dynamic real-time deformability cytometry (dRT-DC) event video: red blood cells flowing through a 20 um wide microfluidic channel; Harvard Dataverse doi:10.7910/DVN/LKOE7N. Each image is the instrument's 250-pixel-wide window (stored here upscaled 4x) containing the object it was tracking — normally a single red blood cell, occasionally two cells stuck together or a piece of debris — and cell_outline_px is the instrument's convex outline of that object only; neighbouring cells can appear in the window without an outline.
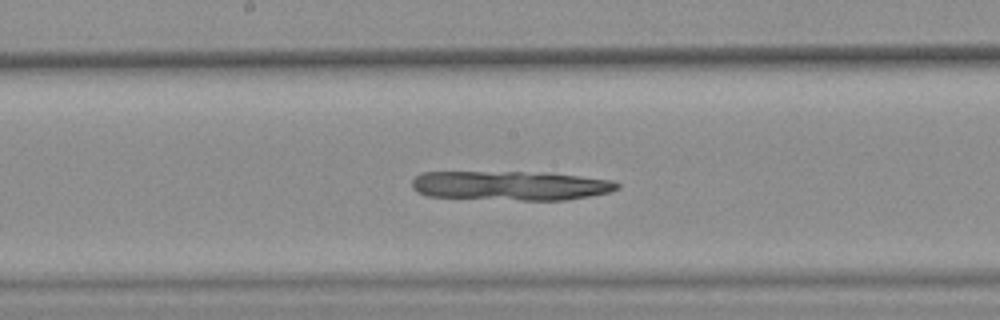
{"species": "common noctule bat (a hibernating species)", "species_latin": "Nyctalus noctula", "temperature_condition": "warm", "stored_images_in_passage": 39, "camera_frame_rate_fps": 3000, "um_per_image_px": 0.085, "animal": {"sex": "female", "body_mass_g": 25.1}, "frame": {"image": 1, "passage_image": 24, "time_ms": 7.667, "image_size_px": [1000, 320], "cell_outline_px": [[620, 188], [608, 192], [588, 196], [564, 200], [520, 200], [428, 196], [416, 192], [412, 188], [412, 180], [420, 172], [548, 172], [612, 180], [620, 184]], "centroid_in_image_um": [43.38, 15.77], "position_along_channel_um": 204.8, "area_um2": 35.2}}